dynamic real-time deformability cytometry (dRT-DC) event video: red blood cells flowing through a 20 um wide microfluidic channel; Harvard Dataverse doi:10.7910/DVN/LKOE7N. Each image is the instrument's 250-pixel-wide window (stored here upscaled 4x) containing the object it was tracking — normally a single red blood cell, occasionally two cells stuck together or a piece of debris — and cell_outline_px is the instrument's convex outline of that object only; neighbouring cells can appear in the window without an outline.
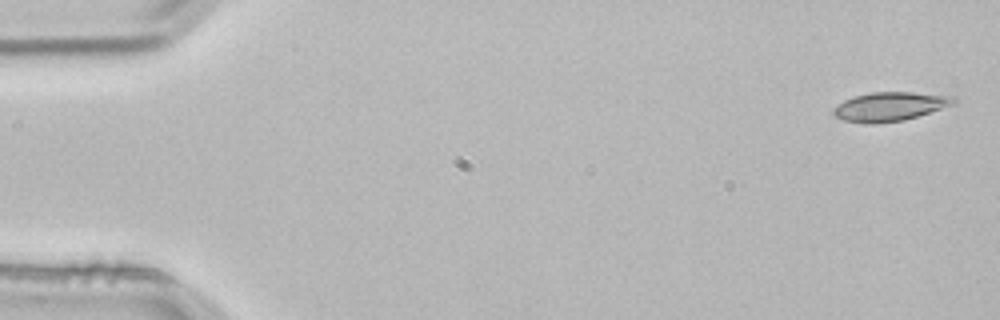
{"species": "common noctule bat (a hibernating species)", "species_latin": "Nyctalus noctula", "temperature_condition": "room temperature", "stored_images_in_passage": 3, "camera_frame_rate_fps": 3000, "um_per_image_px": 0.085, "animal": {"sex": "male", "body_mass_g": 21.5, "forearm_length_mm": 52.0}, "frame": {"image": 1, "passage_image": 1, "time_ms": 0.0, "image_size_px": [1000, 320], "cell_outline_px": [[956, 104], [904, 120], [876, 124], [864, 124], [844, 120], [836, 116], [832, 112], [832, 108], [844, 100], [856, 96], [872, 92], [912, 92], [956, 96]], "centroid_in_image_um": [75.66, 9.06], "position_along_channel_um": 9.3, "area_um2": 20.4}}
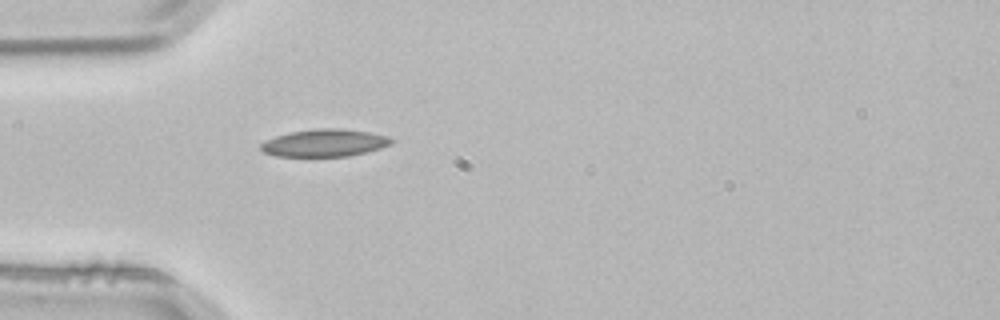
{"frame": {"image": 2, "passage_image": 3, "time_ms": 0.667, "image_size_px": [1000, 320], "cell_outline_px": [[396, 140], [380, 148], [348, 156], [276, 156], [264, 152], [260, 148], [260, 144], [264, 140], [276, 136], [292, 132], [316, 128], [344, 128], [368, 132], [388, 136]], "centroid_in_image_um": [27.57, 12.14], "position_along_channel_um": 57.4, "area_um2": 20.75}}